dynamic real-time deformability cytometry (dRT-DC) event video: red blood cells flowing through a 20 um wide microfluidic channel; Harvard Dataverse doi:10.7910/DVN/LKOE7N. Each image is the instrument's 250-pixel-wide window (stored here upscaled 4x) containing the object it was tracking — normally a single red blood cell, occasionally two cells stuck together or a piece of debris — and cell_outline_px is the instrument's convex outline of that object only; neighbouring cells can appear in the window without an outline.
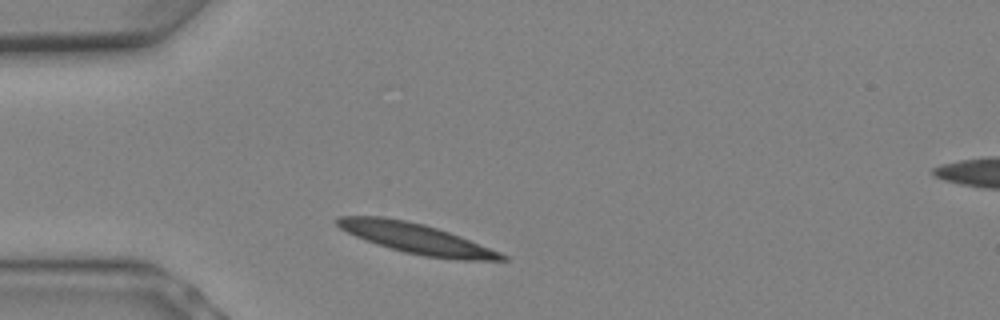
{"species": "Egyptian fruit bat (a non-hibernating species)", "species_latin": "Rousettus aegyptiacus", "temperature_condition": "warm", "stored_images_in_passage": 3, "camera_frame_rate_fps": 3000, "um_per_image_px": 0.085, "animal": {"sex": "female"}, "frame": {"image": 1, "passage_image": 1, "time_ms": 0.0, "image_size_px": [1000, 320], "cell_outline_px": [[508, 260], [460, 260], [424, 256], [404, 252], [376, 244], [356, 236], [340, 228], [336, 224], [336, 216], [384, 216], [424, 224], [460, 236], [500, 252], [508, 256]], "centroid_in_image_um": [35.38, 20.27], "position_along_channel_um": 49.6, "area_um2": 28.67}}
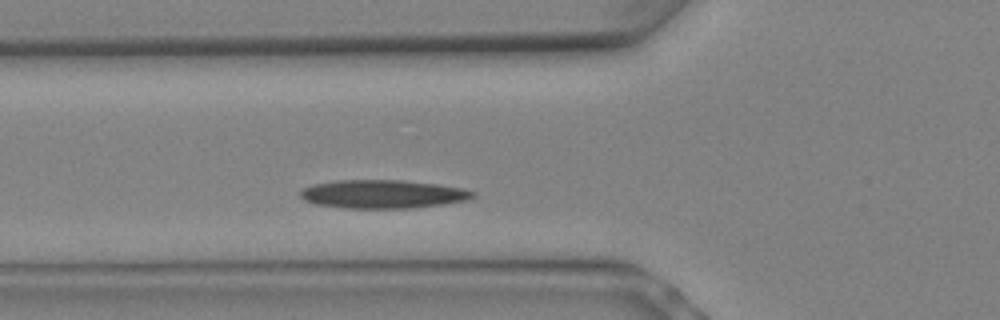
{"frame": {"image": 2, "passage_image": 3, "time_ms": 0.667, "image_size_px": [1000, 320], "cell_outline_px": [[476, 196], [468, 200], [444, 204], [412, 208], [344, 208], [316, 204], [304, 200], [300, 196], [300, 192], [304, 188], [312, 184], [336, 180], [400, 180], [436, 184], [460, 188], [476, 192]], "centroid_in_image_um": [32.53, 16.5], "position_along_channel_um": 93.3, "area_um2": 28.61}}